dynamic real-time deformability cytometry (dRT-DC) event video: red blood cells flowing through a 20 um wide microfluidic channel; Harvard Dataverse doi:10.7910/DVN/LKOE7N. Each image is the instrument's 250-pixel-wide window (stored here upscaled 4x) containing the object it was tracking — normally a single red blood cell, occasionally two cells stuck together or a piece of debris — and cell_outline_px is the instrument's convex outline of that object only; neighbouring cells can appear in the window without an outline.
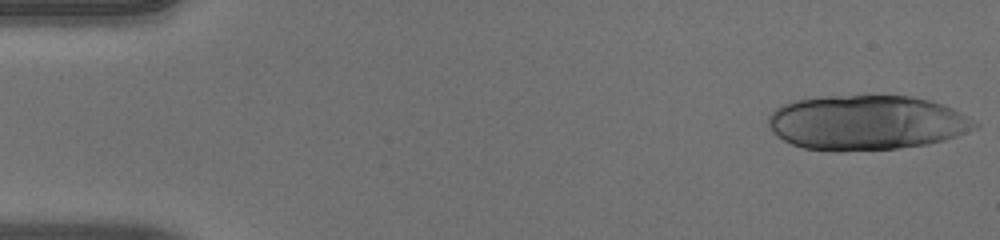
{"species": "human", "species_latin": "Homo sapiens", "temperature_condition": "warm", "stored_images_in_passage": 37, "camera_frame_rate_fps": 3000, "um_per_image_px": 0.085, "donor": {"sex": "male"}, "frame": {"image": 1, "passage_image": 1, "time_ms": 0.0, "image_size_px": [1000, 240], "cell_outline_px": [[980, 124], [976, 128], [956, 136], [944, 140], [928, 144], [900, 148], [840, 152], [832, 152], [804, 148], [792, 144], [776, 136], [768, 128], [768, 116], [776, 108], [784, 104], [796, 100], [816, 96], [912, 96], [928, 100], [952, 108], [968, 116]], "centroid_in_image_um": [73.63, 10.44], "position_along_channel_um": 11.4, "area_um2": 66.35}}
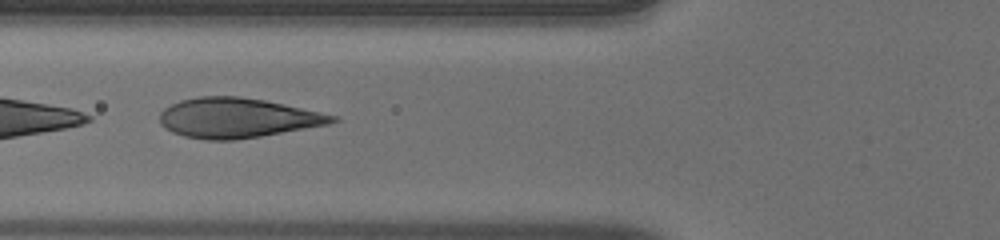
{"frame": {"image": 2, "passage_image": 19, "time_ms": 6.0, "image_size_px": [1000, 240], "cell_outline_px": [[340, 120], [328, 124], [260, 136], [232, 140], [208, 140], [184, 136], [172, 132], [164, 128], [160, 124], [160, 112], [164, 108], [180, 100], [200, 96], [240, 96], [264, 100], [284, 104], [340, 116]], "centroid_in_image_um": [20.16, 10.01], "position_along_channel_um": 105.6, "area_um2": 40.0}}
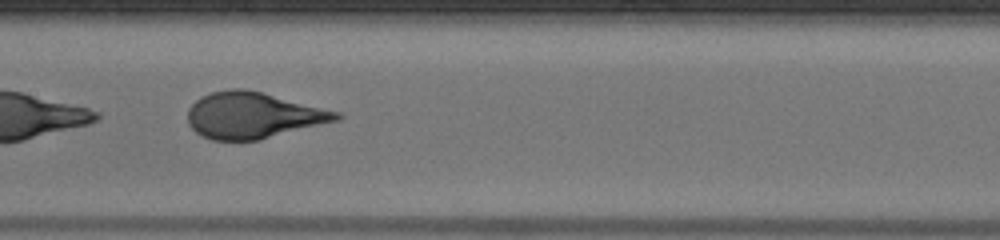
{"frame": {"image": 3, "passage_image": 25, "time_ms": 8.0, "image_size_px": [1000, 240], "cell_outline_px": [[344, 116], [340, 120], [256, 140], [212, 140], [196, 132], [188, 124], [188, 108], [200, 96], [212, 92], [232, 88], [244, 88], [340, 112]], "centroid_in_image_um": [21.5, 9.8], "position_along_channel_um": 185.9, "area_um2": 39.65}}